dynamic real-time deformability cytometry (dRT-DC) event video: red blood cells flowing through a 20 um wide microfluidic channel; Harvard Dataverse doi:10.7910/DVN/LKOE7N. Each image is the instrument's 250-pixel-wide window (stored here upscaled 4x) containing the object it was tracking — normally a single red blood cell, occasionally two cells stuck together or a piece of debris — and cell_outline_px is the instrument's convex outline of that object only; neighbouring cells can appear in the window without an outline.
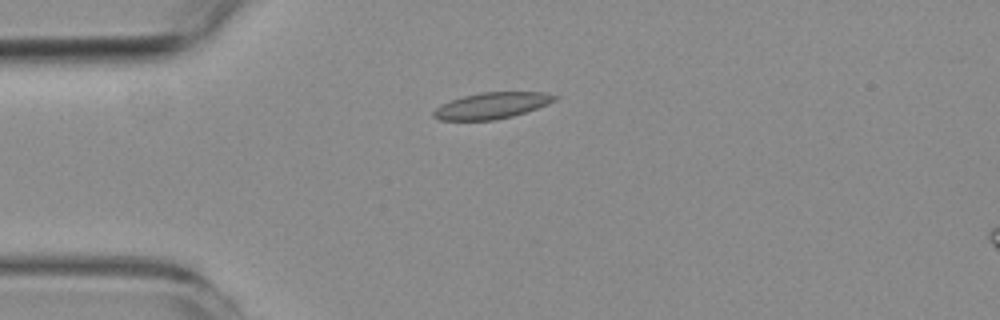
{"species": "common noctule bat (a hibernating species)", "species_latin": "Nyctalus noctula", "temperature_condition": "room temperature", "stored_images_in_passage": 8, "camera_frame_rate_fps": 3000, "um_per_image_px": 0.085, "animal": {"sex": "female", "body_mass_g": 19.3, "forearm_length_mm": 54.1}, "frame": {"image": 1, "passage_image": 4, "time_ms": 4.333, "image_size_px": [1000, 320], "cell_outline_px": [[560, 96], [556, 100], [548, 104], [512, 116], [496, 120], [440, 120], [432, 116], [432, 112], [440, 104], [464, 96], [480, 92], [544, 92]], "centroid_in_image_um": [41.8, 8.97], "position_along_channel_um": 43.2, "area_um2": 18.5}}
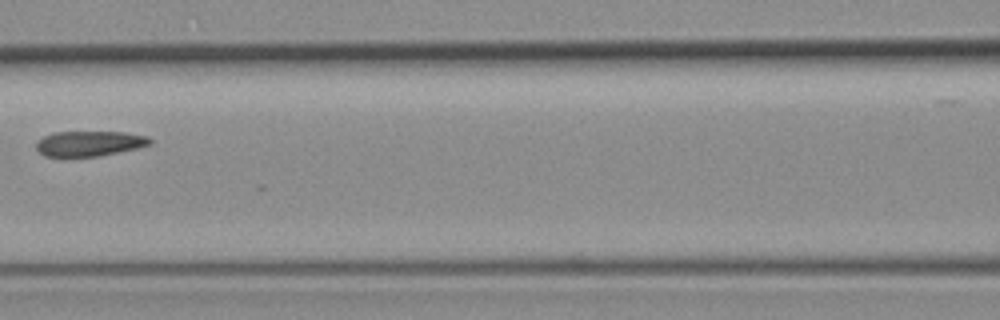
{"frame": {"image": 2, "passage_image": 7, "time_ms": 8.0, "image_size_px": [1000, 320], "cell_outline_px": [[152, 144], [136, 148], [96, 156], [44, 156], [36, 148], [36, 140], [52, 132], [124, 132], [148, 136], [152, 140]], "centroid_in_image_um": [7.58, 12.18], "position_along_channel_um": 159.0, "area_um2": 16.59}}
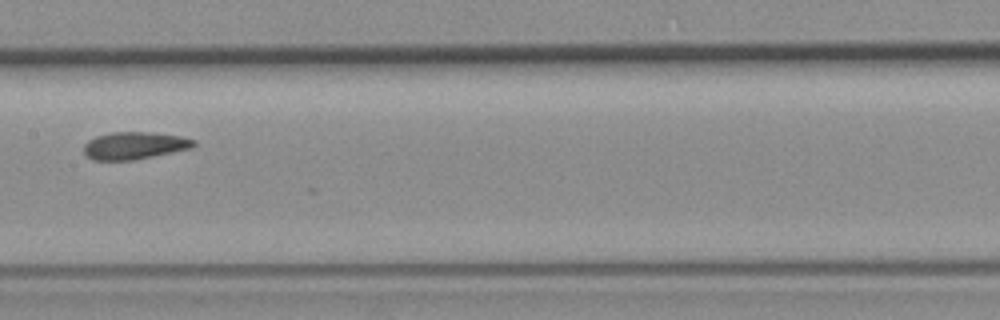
{"frame": {"image": 3, "passage_image": 8, "time_ms": 9.0, "image_size_px": [1000, 320], "cell_outline_px": [[196, 144], [192, 148], [132, 160], [92, 160], [84, 152], [84, 144], [88, 140], [96, 136], [112, 132], [144, 132], [180, 136], [196, 140]], "centroid_in_image_um": [11.41, 12.37], "position_along_channel_um": 196.0, "area_um2": 17.34}}